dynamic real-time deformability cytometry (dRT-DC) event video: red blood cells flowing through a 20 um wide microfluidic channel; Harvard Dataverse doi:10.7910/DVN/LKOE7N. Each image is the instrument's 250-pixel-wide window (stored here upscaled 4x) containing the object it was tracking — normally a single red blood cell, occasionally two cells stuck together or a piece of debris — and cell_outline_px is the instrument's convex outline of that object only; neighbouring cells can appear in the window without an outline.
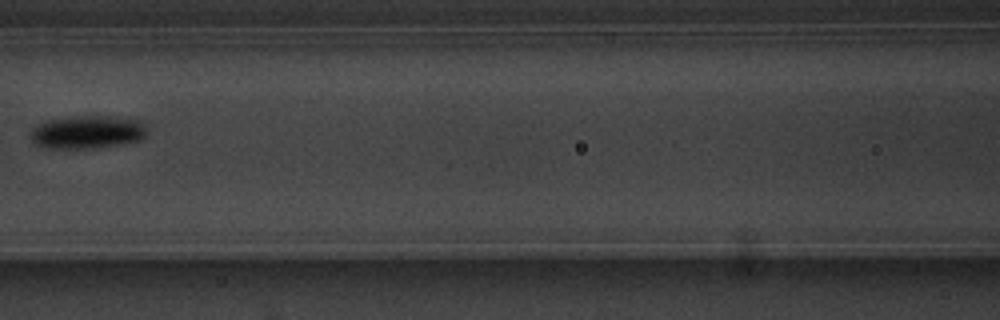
{"species": "common noctule bat (a hibernating species)", "species_latin": "Nyctalus noctula", "temperature_condition": "warm", "stored_images_in_passage": 15, "camera_frame_rate_fps": 3000, "um_per_image_px": 0.085, "animal": {"sex": "male", "body_mass_g": 20.1, "forearm_length_mm": 53.5}, "frame": {"image": 1, "passage_image": 7, "time_ms": 8.0, "image_size_px": [1000, 320], "cell_outline_px": [[148, 132], [140, 140], [124, 144], [100, 148], [48, 148], [36, 144], [32, 140], [28, 132], [36, 124], [48, 120], [80, 116], [108, 116], [140, 120], [144, 124]], "centroid_in_image_um": [7.43, 11.23], "position_along_channel_um": 159.2, "area_um2": 22.66}}
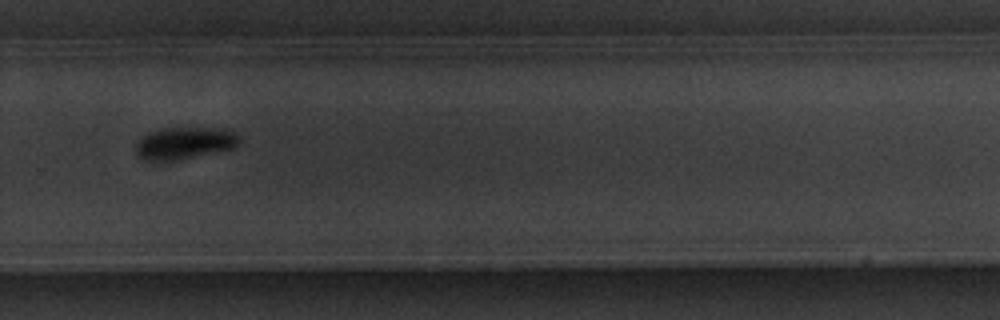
{"frame": {"image": 2, "passage_image": 11, "time_ms": 12.333, "image_size_px": [1000, 320], "cell_outline_px": [[240, 140], [232, 148], [180, 160], [144, 160], [136, 152], [136, 144], [148, 132], [160, 128], [204, 128], [232, 132]], "centroid_in_image_um": [15.6, 12.17], "position_along_channel_um": 314.2, "area_um2": 18.73}, "authors_computed_cell_mechanics": {"area_um2": 21.2126, "velocity_mm_per_s": 3.5711, "shape_relaxation_time_tau1_ms": 5.8435, "shape_relaxation_time_tau2_ms": null, "deformation_change_tau1": 0.134, "deformation_change_tau2": null}}